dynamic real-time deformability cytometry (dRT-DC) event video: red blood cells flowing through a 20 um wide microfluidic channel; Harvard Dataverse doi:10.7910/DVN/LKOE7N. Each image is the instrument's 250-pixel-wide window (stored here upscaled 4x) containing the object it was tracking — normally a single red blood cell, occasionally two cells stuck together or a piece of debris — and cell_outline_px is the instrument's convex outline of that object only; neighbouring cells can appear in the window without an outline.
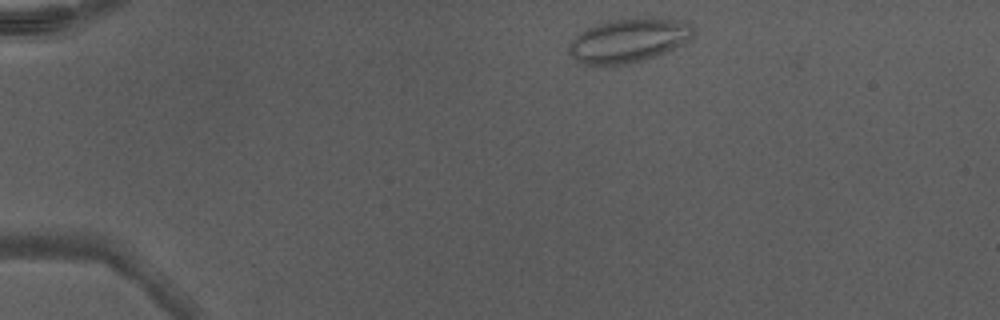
{"species": "Egyptian fruit bat (a non-hibernating species)", "species_latin": "Rousettus aegyptiacus", "temperature_condition": "warm", "stored_images_in_passage": 40, "camera_frame_rate_fps": 3000, "um_per_image_px": 0.085, "animal": {"sex": "male"}, "frame": {"image": 1, "passage_image": 1, "time_ms": 0.0, "image_size_px": [1000, 320], "cell_outline_px": [[692, 36], [684, 44], [664, 52], [628, 64], [580, 64], [568, 52], [568, 44], [580, 32], [596, 24], [612, 20], [652, 16], [660, 16], [692, 24]], "centroid_in_image_um": [53.42, 3.4], "position_along_channel_um": 31.6, "area_um2": 31.73}}
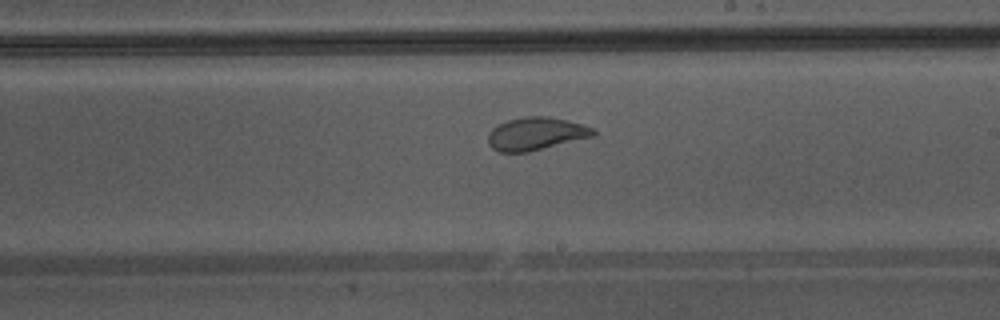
{"frame": {"image": 2, "passage_image": 21, "time_ms": 6.667, "image_size_px": [1000, 320], "cell_outline_px": [[596, 132], [592, 136], [528, 152], [500, 152], [492, 148], [488, 144], [488, 132], [492, 128], [508, 120], [524, 116], [548, 116], [568, 120], [592, 128]], "centroid_in_image_um": [45.5, 11.36], "position_along_channel_um": 243.5, "area_um2": 19.94}}
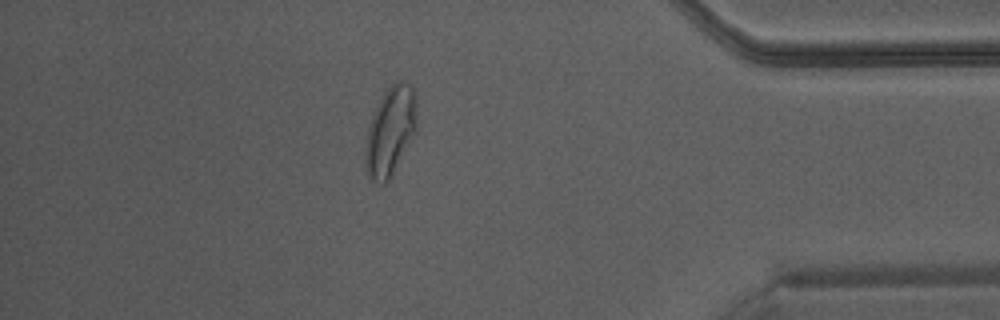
{"frame": {"image": 3, "passage_image": 34, "time_ms": 11.0, "image_size_px": [1000, 320], "cell_outline_px": [[416, 128], [388, 180], [384, 184], [380, 184], [372, 180], [368, 176], [364, 160], [364, 156], [368, 128], [372, 116], [384, 92], [396, 80], [400, 80], [408, 84], [412, 88], [416, 104]], "centroid_in_image_um": [33.15, 11.14], "position_along_channel_um": 402.1, "area_um2": 25.84}, "authors_computed_cell_mechanics": {"area_um2": 23.4668, "velocity_mm_per_s": 4.3468, "shape_relaxation_time_tau1_ms": 8.3614, "shape_relaxation_time_tau2_ms": 0.8897, "deformation_change_tau1": 0.1932, "deformation_change_tau2": 0.0642}}